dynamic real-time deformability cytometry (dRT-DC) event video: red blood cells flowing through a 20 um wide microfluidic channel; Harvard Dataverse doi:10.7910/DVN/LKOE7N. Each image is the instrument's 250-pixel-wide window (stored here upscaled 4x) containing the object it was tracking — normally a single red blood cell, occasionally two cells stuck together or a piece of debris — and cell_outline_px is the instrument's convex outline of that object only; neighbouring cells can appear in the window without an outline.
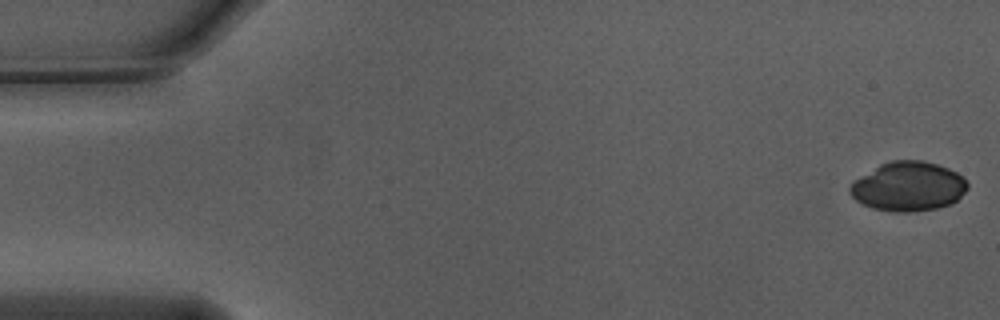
{"species": "Egyptian fruit bat (a non-hibernating species)", "species_latin": "Rousettus aegyptiacus", "temperature_condition": "warm", "stored_images_in_passage": 55, "camera_frame_rate_fps": 3000, "um_per_image_px": 0.085, "animal": {"sex": "male"}, "frame": {"image": 1, "passage_image": 1, "time_ms": 0.0, "image_size_px": [1000, 320], "cell_outline_px": [[968, 188], [952, 204], [936, 208], [912, 212], [892, 212], [872, 208], [856, 200], [848, 192], [848, 188], [852, 180], [880, 164], [892, 160], [924, 160], [948, 168], [956, 172], [968, 184]], "centroid_in_image_um": [77.16, 15.85], "position_along_channel_um": 7.8, "area_um2": 33.93}}